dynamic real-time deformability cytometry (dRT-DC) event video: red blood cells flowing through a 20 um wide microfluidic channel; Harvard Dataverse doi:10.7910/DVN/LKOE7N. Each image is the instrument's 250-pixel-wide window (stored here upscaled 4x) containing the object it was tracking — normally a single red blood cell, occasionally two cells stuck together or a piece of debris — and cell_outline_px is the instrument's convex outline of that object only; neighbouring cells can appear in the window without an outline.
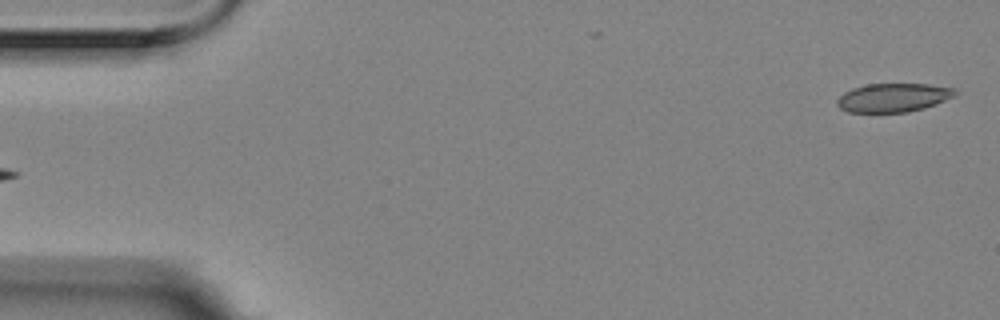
{"species": "Egyptian fruit bat (a non-hibernating species)", "species_latin": "Rousettus aegyptiacus", "temperature_condition": "room temperature", "stored_images_in_passage": 6, "segment_of_instrument_passage": [2, 2], "camera_frame_rate_fps": 3000, "um_per_image_px": 0.085, "animal": {"sex": "female"}, "frame": {"image": 1, "passage_image": 6, "time_ms": 1.667, "image_size_px": [1000, 320], "cell_outline_px": [[960, 92], [956, 96], [936, 104], [924, 108], [908, 112], [848, 112], [840, 108], [836, 104], [836, 100], [844, 92], [852, 88], [868, 84], [928, 84], [956, 88]], "centroid_in_image_um": [75.97, 8.29], "position_along_channel_um": 9.0, "area_um2": 19.94}}